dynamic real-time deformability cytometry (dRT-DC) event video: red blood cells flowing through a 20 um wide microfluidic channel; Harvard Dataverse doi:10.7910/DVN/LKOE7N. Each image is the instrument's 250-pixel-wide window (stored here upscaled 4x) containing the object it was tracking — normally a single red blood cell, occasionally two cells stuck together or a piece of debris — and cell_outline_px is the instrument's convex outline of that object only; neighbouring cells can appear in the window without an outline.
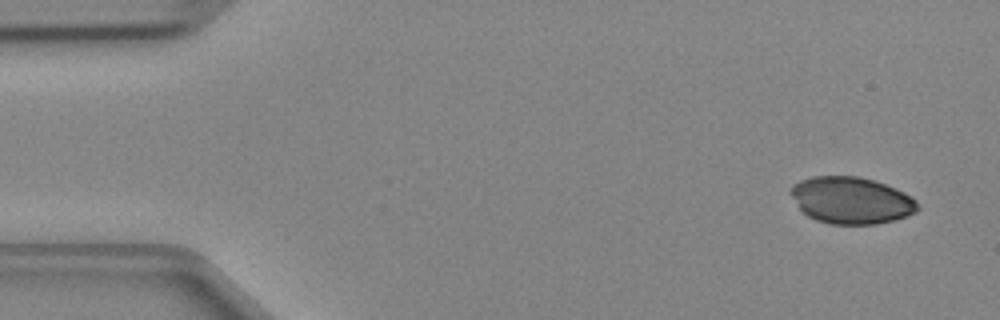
{"species": "Egyptian fruit bat (a non-hibernating species)", "species_latin": "Rousettus aegyptiacus", "temperature_condition": "cold", "stored_images_in_passage": 45, "camera_frame_rate_fps": 3000, "um_per_image_px": 0.085, "animal": {"sex": "female"}, "frame": {"image": 1, "passage_image": 1, "time_ms": 0.0, "image_size_px": [1000, 320], "cell_outline_px": [[920, 208], [916, 212], [908, 216], [876, 224], [832, 224], [816, 220], [808, 216], [800, 208], [788, 192], [788, 188], [792, 184], [800, 180], [812, 176], [860, 176], [896, 188], [912, 196], [916, 200]], "centroid_in_image_um": [72.35, 17.02], "position_along_channel_um": 12.7, "area_um2": 34.85}}
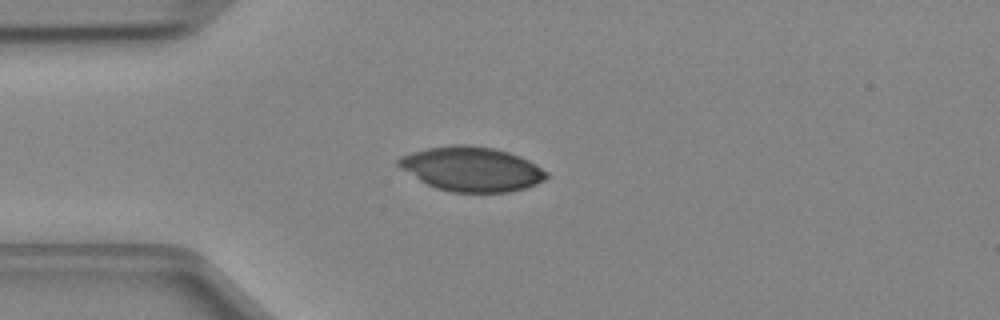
{"frame": {"image": 2, "passage_image": 10, "time_ms": 3.0, "image_size_px": [1000, 320], "cell_outline_px": [[548, 176], [544, 180], [536, 184], [524, 188], [508, 192], [452, 192], [436, 188], [420, 180], [400, 168], [396, 164], [396, 160], [400, 156], [412, 152], [428, 148], [452, 144], [468, 144], [496, 148], [520, 156], [536, 164], [548, 172]], "centroid_in_image_um": [40.09, 14.35], "position_along_channel_um": 44.9, "area_um2": 38.44}}
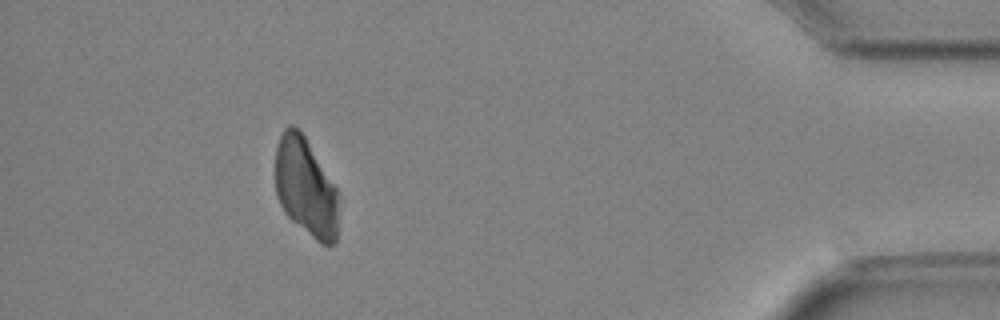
{"frame": {"image": 3, "passage_image": 41, "time_ms": 13.333, "image_size_px": [1000, 320], "cell_outline_px": [[340, 192], [336, 244], [320, 244], [292, 220], [284, 212], [276, 196], [276, 148], [280, 136], [284, 128], [288, 124], [292, 124], [300, 128]], "centroid_in_image_um": [26.02, 15.9], "position_along_channel_um": 409.2, "area_um2": 37.05}}